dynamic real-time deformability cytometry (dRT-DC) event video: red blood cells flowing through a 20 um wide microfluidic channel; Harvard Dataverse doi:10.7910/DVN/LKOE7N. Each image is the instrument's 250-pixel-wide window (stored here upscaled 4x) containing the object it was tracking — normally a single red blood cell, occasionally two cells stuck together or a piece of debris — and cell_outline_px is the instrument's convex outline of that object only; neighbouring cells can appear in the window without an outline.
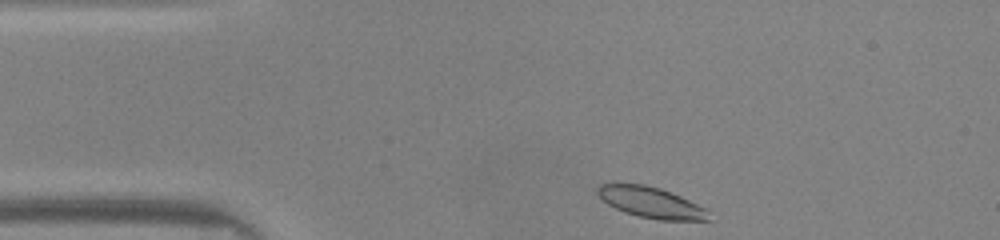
{"species": "common noctule bat (a hibernating species)", "species_latin": "Nyctalus noctula", "temperature_condition": "warm", "stored_images_in_passage": 41, "camera_frame_rate_fps": 3000, "um_per_image_px": 0.085, "animal": {"sex": "male", "body_mass_g": 20.0, "forearm_length_mm": 53.3}, "frame": {"image": 1, "passage_image": 1, "time_ms": 0.0, "image_size_px": [1000, 240], "cell_outline_px": [[708, 220], [656, 220], [624, 212], [608, 204], [596, 192], [596, 188], [600, 184], [612, 180], [644, 184], [660, 188], [680, 196], [704, 208]], "centroid_in_image_um": [55.19, 17.15], "position_along_channel_um": 29.8, "area_um2": 20.11}}
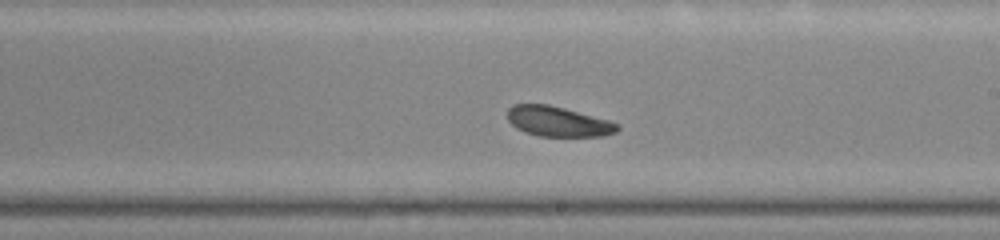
{"frame": {"image": 2, "passage_image": 20, "time_ms": 6.333, "image_size_px": [1000, 240], "cell_outline_px": [[620, 128], [616, 132], [604, 136], [540, 136], [524, 132], [516, 128], [508, 120], [508, 108], [512, 104], [548, 104], [564, 108], [608, 120], [620, 124]], "centroid_in_image_um": [47.43, 10.33], "position_along_channel_um": 241.6, "area_um2": 19.25}}
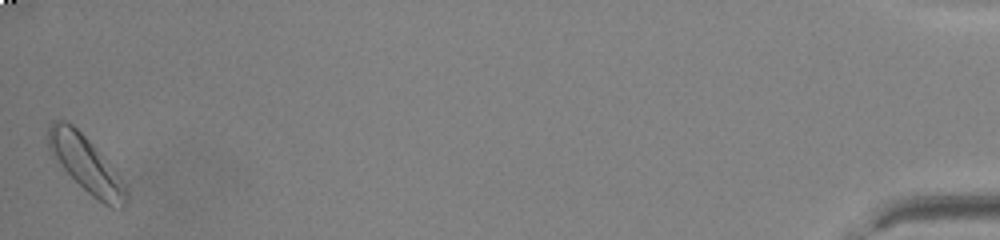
{"frame": {"image": 3, "passage_image": 41, "time_ms": 13.333, "image_size_px": [1000, 240], "cell_outline_px": [[128, 200], [124, 208], [112, 208], [104, 204], [92, 196], [52, 156], [48, 148], [48, 124], [52, 120], [64, 120], [72, 124], [108, 160], [128, 188]], "centroid_in_image_um": [7.34, 13.96], "position_along_channel_um": 427.9, "area_um2": 25.37}, "authors_computed_cell_mechanics": {"area_um2": 20.1144, "velocity_mm_per_s": 4.0772, "shape_relaxation_time_tau1_ms": 1.484, "shape_relaxation_time_tau2_ms": null, "deformation_change_tau1": 0.0832, "deformation_change_tau2": null}}